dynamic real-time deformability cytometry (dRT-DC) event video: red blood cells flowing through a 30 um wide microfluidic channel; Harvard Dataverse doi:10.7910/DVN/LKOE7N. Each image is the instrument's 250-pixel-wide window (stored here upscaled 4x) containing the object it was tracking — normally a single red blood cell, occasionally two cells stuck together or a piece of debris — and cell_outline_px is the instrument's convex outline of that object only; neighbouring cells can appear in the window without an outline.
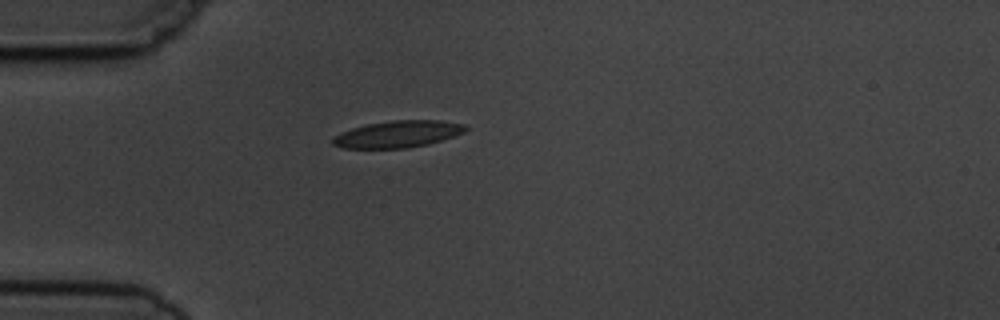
{"species": "common noctule bat (a hibernating species)", "species_latin": "Nyctalus noctula", "temperature_condition": "cold", "stored_images_in_passage": 1, "camera_frame_rate_fps": 3000, "um_per_image_px": 0.085, "animal": {"sex": "male", "body_mass_g": 19.5, "forearm_length_mm": 54.6}, "frame": {"image": 1, "passage_image": 1, "time_ms": 0.0, "image_size_px": [1000, 320], "cell_outline_px": [[468, 128], [464, 132], [428, 144], [408, 148], [344, 148], [332, 144], [332, 136], [340, 132], [352, 128], [368, 124], [392, 120], [440, 120], [464, 124]], "centroid_in_image_um": [33.78, 11.4], "position_along_channel_um": 51.2, "area_um2": 20.69}}